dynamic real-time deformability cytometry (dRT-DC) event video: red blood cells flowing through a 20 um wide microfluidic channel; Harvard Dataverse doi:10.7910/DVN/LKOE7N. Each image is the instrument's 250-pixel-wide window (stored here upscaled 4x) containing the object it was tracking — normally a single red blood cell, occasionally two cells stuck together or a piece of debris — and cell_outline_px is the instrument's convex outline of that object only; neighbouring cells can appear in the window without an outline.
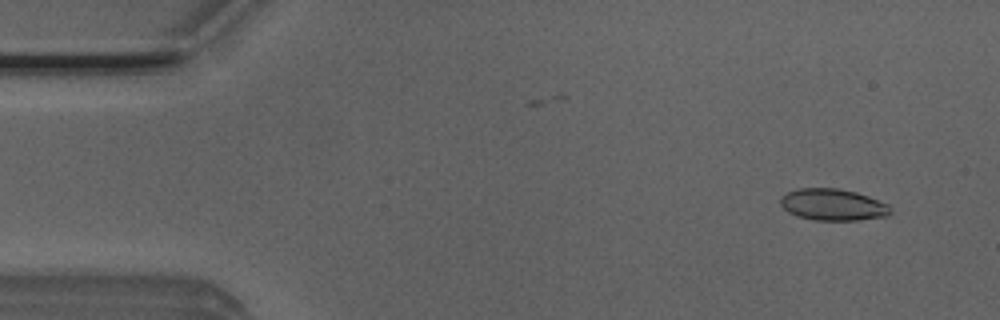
{"species": "Egyptian fruit bat (a non-hibernating species)", "species_latin": "Rousettus aegyptiacus", "temperature_condition": "room temperature", "stored_images_in_passage": 2, "camera_frame_rate_fps": 3000, "um_per_image_px": 0.085, "animal": {"sex": "male"}, "frame": {"image": 1, "passage_image": 2, "time_ms": 0.333, "image_size_px": [1000, 320], "cell_outline_px": [[892, 212], [888, 216], [860, 220], [816, 220], [796, 216], [788, 212], [780, 204], [780, 196], [788, 192], [800, 188], [836, 188], [856, 192], [868, 196], [888, 204], [892, 208]], "centroid_in_image_um": [70.81, 17.4], "position_along_channel_um": 14.2, "area_um2": 20.4}}